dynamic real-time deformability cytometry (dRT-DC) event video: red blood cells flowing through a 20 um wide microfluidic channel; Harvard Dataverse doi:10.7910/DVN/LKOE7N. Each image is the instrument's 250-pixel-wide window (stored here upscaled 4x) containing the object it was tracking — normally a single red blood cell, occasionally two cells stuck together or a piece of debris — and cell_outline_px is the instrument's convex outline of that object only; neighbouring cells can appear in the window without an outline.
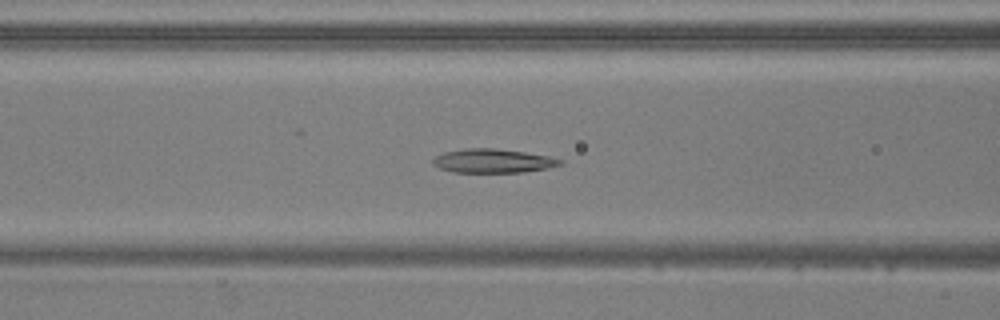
{"species": "common noctule bat (a hibernating species)", "species_latin": "Nyctalus noctula", "temperature_condition": "warm", "stored_images_in_passage": 40, "camera_frame_rate_fps": 3000, "um_per_image_px": 0.085, "animal": {"sex": "male", "body_mass_g": 20.5, "forearm_length_mm": 52.5}, "frame": {"image": 1, "passage_image": 9, "time_ms": 2.667, "image_size_px": [1000, 320], "cell_outline_px": [[564, 164], [548, 168], [524, 172], [452, 172], [440, 168], [432, 164], [432, 160], [436, 156], [444, 152], [464, 148], [492, 148], [524, 152], [548, 156], [564, 160]], "centroid_in_image_um": [41.91, 13.67], "position_along_channel_um": 124.7, "area_um2": 17.74}}
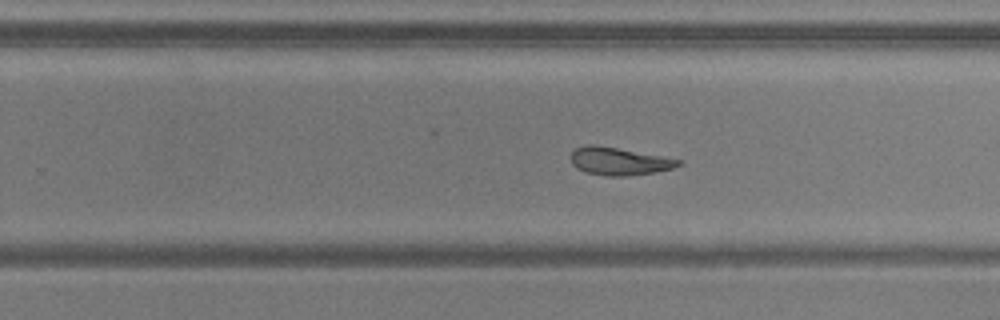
{"frame": {"image": 2, "passage_image": 21, "time_ms": 6.667, "image_size_px": [1000, 320], "cell_outline_px": [[684, 164], [672, 168], [652, 172], [628, 176], [608, 176], [584, 172], [576, 168], [572, 164], [572, 152], [576, 148], [588, 144], [596, 144], [684, 160]], "centroid_in_image_um": [52.63, 13.7], "position_along_channel_um": 277.2, "area_um2": 17.4}}
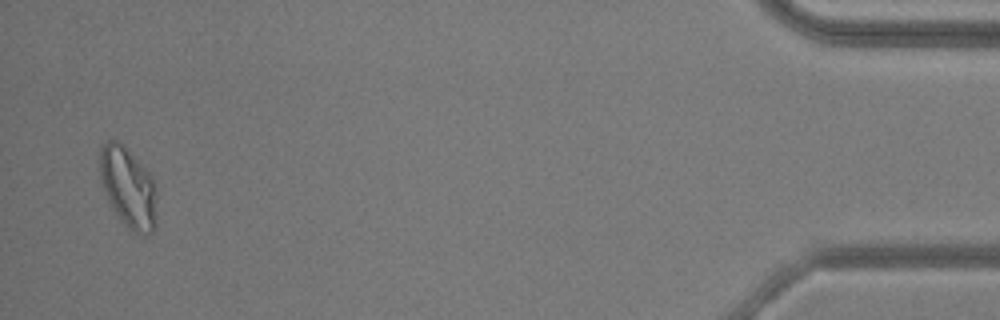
{"frame": {"image": 3, "passage_image": 39, "time_ms": 12.667, "image_size_px": [1000, 320], "cell_outline_px": [[156, 224], [152, 232], [148, 236], [144, 236], [128, 228], [124, 224], [108, 200], [100, 176], [100, 148], [108, 140], [116, 140], [124, 144], [152, 176], [156, 188]], "centroid_in_image_um": [10.93, 15.93], "position_along_channel_um": 424.3, "area_um2": 26.65}, "authors_computed_cell_mechanics": {"area_um2": 18.6405, "velocity_mm_per_s": 3.8091, "shape_relaxation_time_tau1_ms": 6.1776, "shape_relaxation_time_tau2_ms": 3.6575, "deformation_change_tau1": 0.1858, "deformation_change_tau2": 0.097}}